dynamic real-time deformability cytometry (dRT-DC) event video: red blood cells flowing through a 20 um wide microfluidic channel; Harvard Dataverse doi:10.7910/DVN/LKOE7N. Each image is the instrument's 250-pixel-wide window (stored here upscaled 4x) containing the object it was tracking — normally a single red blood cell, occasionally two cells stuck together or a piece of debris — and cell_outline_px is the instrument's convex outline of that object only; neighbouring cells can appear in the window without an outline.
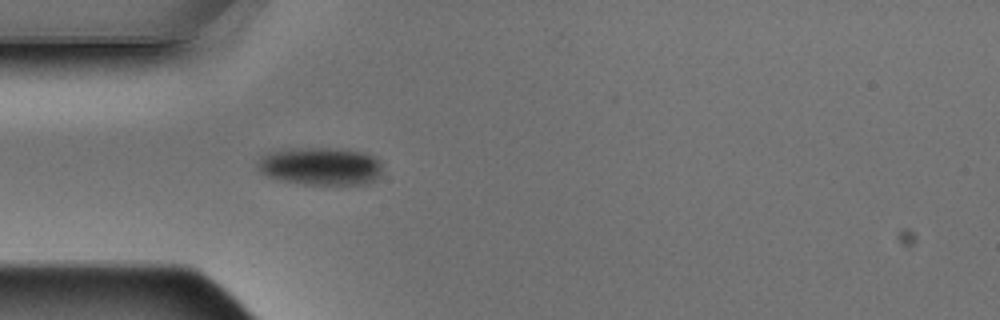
{"species": "Egyptian fruit bat (a non-hibernating species)", "species_latin": "Rousettus aegyptiacus", "temperature_condition": "warm", "stored_images_in_passage": 4, "camera_frame_rate_fps": 3000, "um_per_image_px": 0.085, "animal": {"sex": "male"}, "frame": {"image": 1, "passage_image": 4, "time_ms": 1.0, "image_size_px": [1000, 320], "cell_outline_px": [[380, 176], [368, 184], [304, 184], [280, 180], [268, 176], [260, 172], [256, 168], [256, 164], [260, 156], [268, 152], [292, 148], [332, 148], [360, 152], [372, 156], [380, 160]], "centroid_in_image_um": [27.19, 14.13], "position_along_channel_um": 57.8, "area_um2": 27.51}}